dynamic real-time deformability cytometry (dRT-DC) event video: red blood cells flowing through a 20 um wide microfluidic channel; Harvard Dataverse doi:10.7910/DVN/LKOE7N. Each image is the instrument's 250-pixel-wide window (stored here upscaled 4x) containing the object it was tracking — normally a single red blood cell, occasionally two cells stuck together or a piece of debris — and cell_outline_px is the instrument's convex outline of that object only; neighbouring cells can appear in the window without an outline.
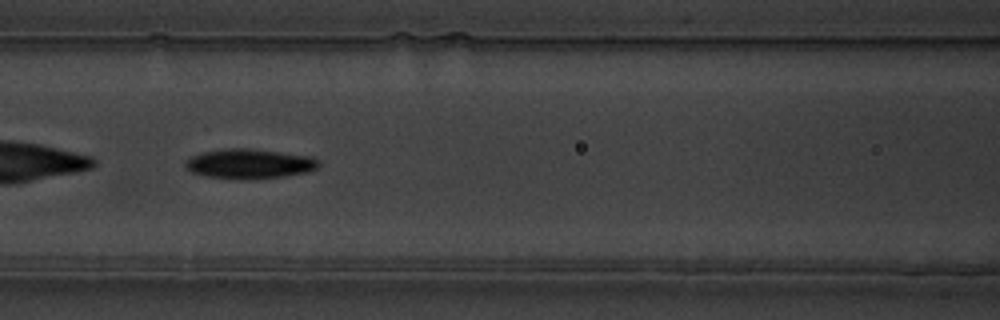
{"species": "common noctule bat (a hibernating species)", "species_latin": "Nyctalus noctula", "temperature_condition": "warm", "stored_images_in_passage": 24, "camera_frame_rate_fps": 3000, "um_per_image_px": 0.085, "animal": {"sex": "male", "body_mass_g": 19.5, "forearm_length_mm": 54.6}, "frame": {"image": 1, "passage_image": 8, "time_ms": 2.333, "image_size_px": [1000, 320], "cell_outline_px": [[320, 164], [316, 168], [308, 172], [284, 176], [208, 176], [192, 172], [184, 168], [184, 164], [192, 156], [204, 152], [228, 148], [248, 148], [312, 156], [320, 160]], "centroid_in_image_um": [21.25, 13.86], "position_along_channel_um": 145.3, "area_um2": 21.96}}